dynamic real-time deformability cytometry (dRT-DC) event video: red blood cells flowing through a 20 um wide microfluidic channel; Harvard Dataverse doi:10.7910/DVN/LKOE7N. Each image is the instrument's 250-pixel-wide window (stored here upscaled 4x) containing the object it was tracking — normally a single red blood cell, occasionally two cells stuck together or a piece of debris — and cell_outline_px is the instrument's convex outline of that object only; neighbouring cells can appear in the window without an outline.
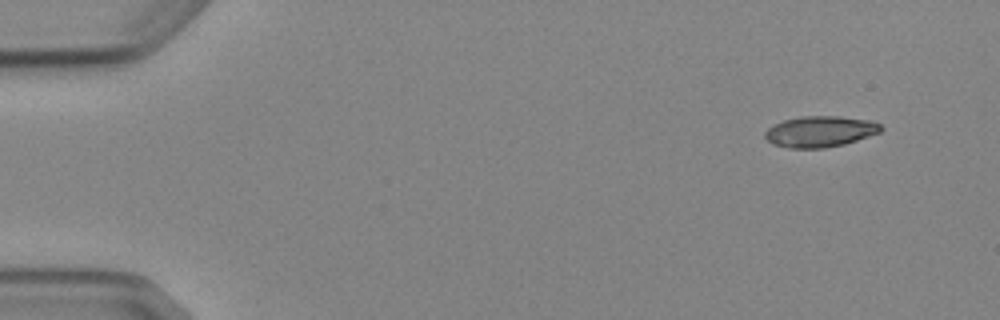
{"species": "Egyptian fruit bat (a non-hibernating species)", "species_latin": "Rousettus aegyptiacus", "temperature_condition": "cold", "stored_images_in_passage": 4, "camera_frame_rate_fps": 3000, "um_per_image_px": 0.085, "animal": {"sex": "female"}, "frame": {"image": 1, "passage_image": 1, "time_ms": 0.0, "image_size_px": [1000, 320], "cell_outline_px": [[884, 128], [880, 132], [844, 144], [824, 148], [788, 148], [772, 144], [764, 136], [764, 132], [772, 124], [784, 120], [800, 116], [840, 116], [872, 120], [880, 124]], "centroid_in_image_um": [69.69, 11.17], "position_along_channel_um": 15.3, "area_um2": 21.1}}
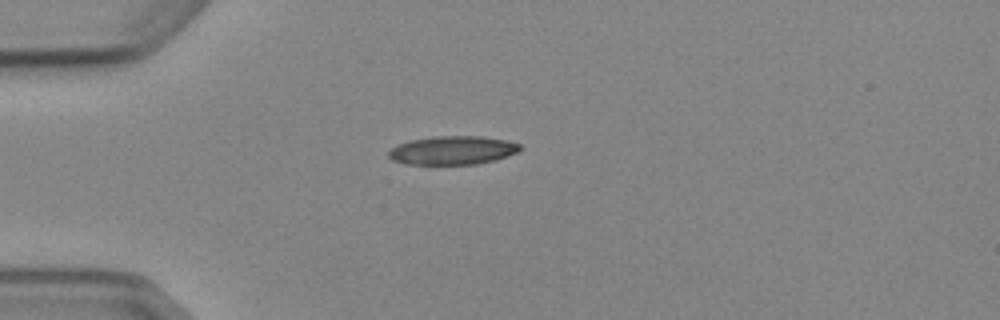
{"frame": {"image": 2, "passage_image": 4, "time_ms": 3.333, "image_size_px": [1000, 320], "cell_outline_px": [[520, 148], [516, 152], [492, 160], [476, 164], [404, 164], [392, 160], [388, 156], [388, 152], [392, 148], [408, 140], [436, 136], [480, 136], [504, 140], [520, 144]], "centroid_in_image_um": [38.4, 12.77], "position_along_channel_um": 46.6, "area_um2": 21.56}}